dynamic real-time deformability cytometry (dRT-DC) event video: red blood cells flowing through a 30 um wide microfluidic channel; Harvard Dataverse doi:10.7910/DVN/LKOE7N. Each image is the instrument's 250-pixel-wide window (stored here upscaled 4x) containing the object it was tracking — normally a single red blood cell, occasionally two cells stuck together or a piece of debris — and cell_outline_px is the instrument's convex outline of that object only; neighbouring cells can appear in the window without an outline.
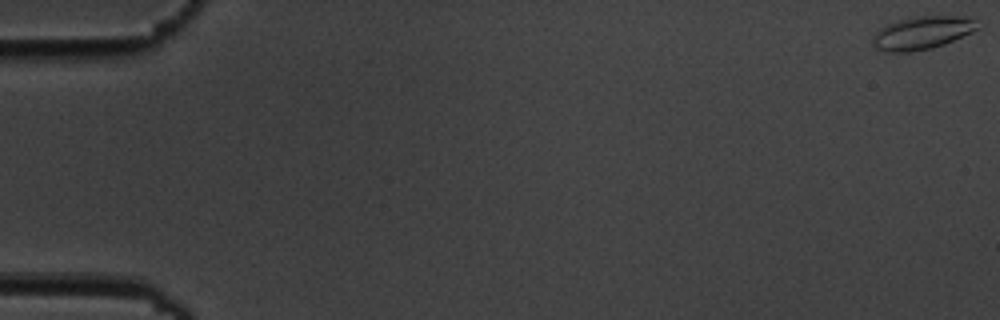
{"species": "common noctule bat (a hibernating species)", "species_latin": "Nyctalus noctula", "temperature_condition": "cold", "stored_images_in_passage": 6, "camera_frame_rate_fps": 3000, "um_per_image_px": 0.085, "animal": {"sex": "male", "body_mass_g": 19.5, "forearm_length_mm": 54.6}, "frame": {"image": 1, "passage_image": 1, "time_ms": 0.0, "image_size_px": [1000, 320], "cell_outline_px": [[984, 24], [980, 28], [972, 32], [944, 44], [932, 48], [912, 52], [884, 52], [876, 48], [872, 44], [872, 36], [880, 28], [888, 24], [908, 16], [956, 16], [972, 20]], "centroid_in_image_um": [78.36, 2.8], "position_along_channel_um": 6.6, "area_um2": 20.35}}
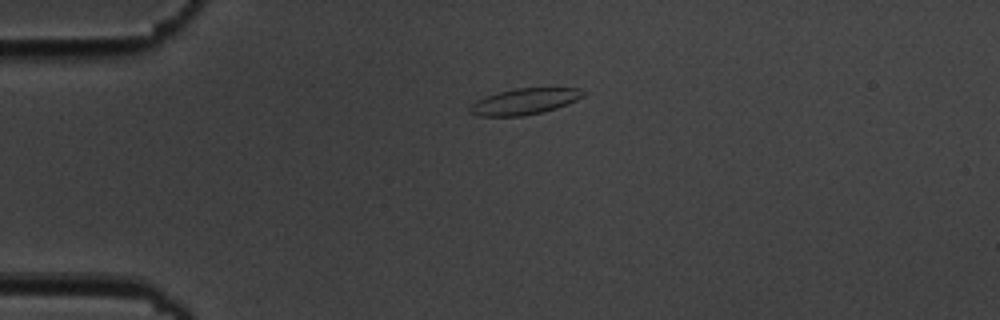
{"frame": {"image": 2, "passage_image": 5, "time_ms": 4.667, "image_size_px": [1000, 320], "cell_outline_px": [[584, 96], [576, 100], [556, 108], [540, 112], [520, 116], [476, 116], [468, 112], [468, 108], [476, 100], [500, 92], [516, 88], [580, 88], [584, 92]], "centroid_in_image_um": [44.55, 8.63], "position_along_channel_um": 40.4, "area_um2": 16.99}}